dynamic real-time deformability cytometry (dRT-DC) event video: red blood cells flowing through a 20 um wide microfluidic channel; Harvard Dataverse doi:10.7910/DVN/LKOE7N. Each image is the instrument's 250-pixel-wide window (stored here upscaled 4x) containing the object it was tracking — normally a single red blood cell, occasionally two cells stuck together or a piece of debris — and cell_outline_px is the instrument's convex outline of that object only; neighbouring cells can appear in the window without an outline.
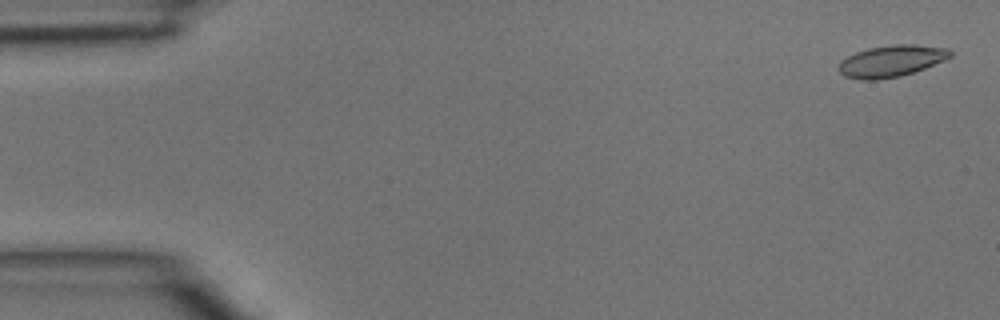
{"species": "common noctule bat (a hibernating species)", "species_latin": "Nyctalus noctula", "temperature_condition": "room temperature", "stored_images_in_passage": 46, "camera_frame_rate_fps": 3000, "um_per_image_px": 0.085, "animal": {"sex": "male", "body_mass_g": 15.6}, "frame": {"image": 1, "passage_image": 2, "time_ms": 0.333, "image_size_px": [1000, 320], "cell_outline_px": [[952, 56], [944, 60], [924, 68], [900, 76], [876, 80], [864, 80], [844, 76], [840, 72], [840, 60], [856, 52], [868, 48], [896, 44], [912, 44], [948, 48], [952, 52]], "centroid_in_image_um": [75.77, 5.18], "position_along_channel_um": 9.2, "area_um2": 20.35}}
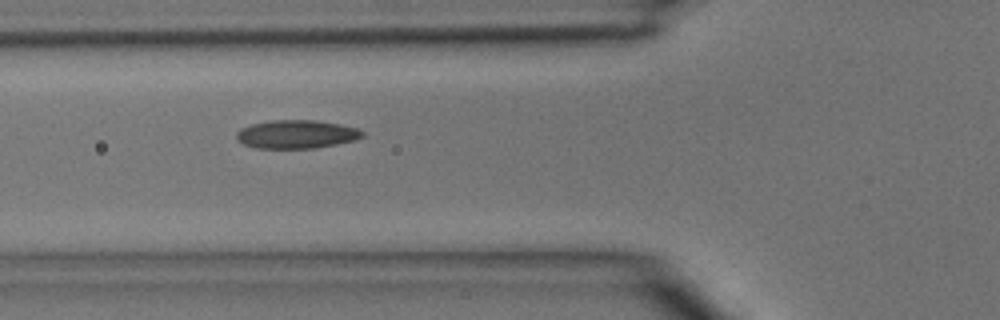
{"frame": {"image": 2, "passage_image": 17, "time_ms": 5.333, "image_size_px": [1000, 320], "cell_outline_px": [[364, 136], [356, 140], [316, 148], [256, 148], [244, 144], [236, 140], [236, 132], [240, 128], [252, 124], [272, 120], [316, 120], [340, 124], [356, 128], [364, 132]], "centroid_in_image_um": [25.19, 11.41], "position_along_channel_um": 100.6, "area_um2": 20.92}}
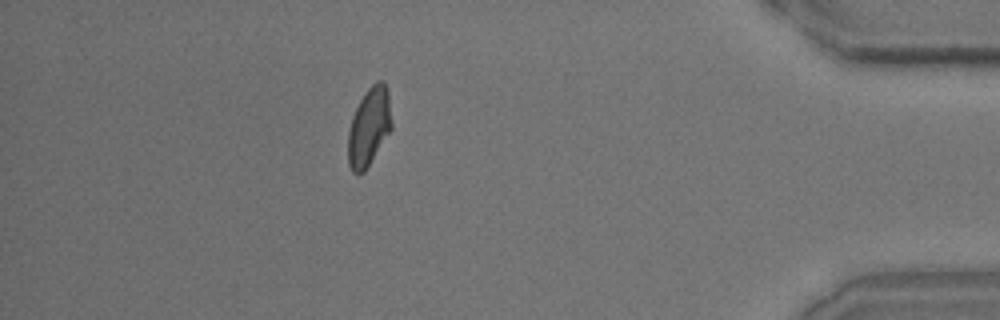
{"frame": {"image": 3, "passage_image": 41, "time_ms": 13.333, "image_size_px": [1000, 320], "cell_outline_px": [[392, 128], [364, 172], [356, 176], [352, 172], [348, 164], [348, 132], [352, 116], [364, 92], [376, 80], [384, 80], [388, 88], [392, 120]], "centroid_in_image_um": [31.37, 10.76], "position_along_channel_um": 403.8, "area_um2": 20.17}}